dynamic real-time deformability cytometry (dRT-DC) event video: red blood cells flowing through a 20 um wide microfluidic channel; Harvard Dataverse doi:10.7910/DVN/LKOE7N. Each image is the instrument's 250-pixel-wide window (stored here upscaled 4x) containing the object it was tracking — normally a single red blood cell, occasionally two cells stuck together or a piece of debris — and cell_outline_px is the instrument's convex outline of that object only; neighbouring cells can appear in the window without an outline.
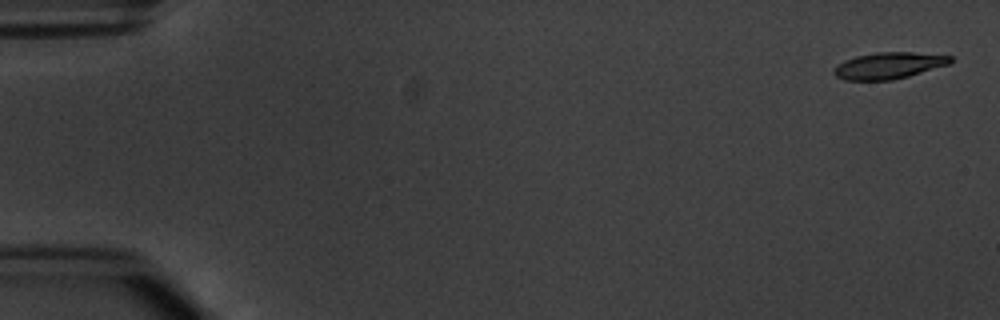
{"species": "common noctule bat (a hibernating species)", "species_latin": "Nyctalus noctula", "temperature_condition": "warm", "stored_images_in_passage": 6, "camera_frame_rate_fps": 3000, "um_per_image_px": 0.085, "animal": {"sex": "male", "body_mass_g": 20.1, "forearm_length_mm": 53.5}, "frame": {"image": 1, "passage_image": 1, "time_ms": 0.0, "image_size_px": [1000, 320], "cell_outline_px": [[952, 60], [948, 64], [908, 76], [892, 80], [844, 80], [836, 76], [832, 72], [844, 60], [856, 56], [876, 52], [912, 52], [952, 56]], "centroid_in_image_um": [75.52, 5.57], "position_along_channel_um": 9.5, "area_um2": 17.74}}
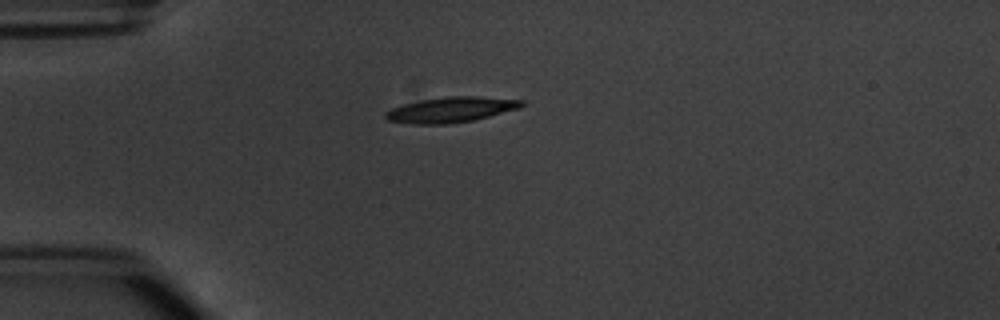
{"frame": {"image": 2, "passage_image": 4, "time_ms": 4.333, "image_size_px": [1000, 320], "cell_outline_px": [[524, 104], [520, 108], [472, 120], [448, 124], [412, 124], [388, 120], [384, 116], [384, 112], [392, 108], [404, 104], [420, 100], [448, 96], [476, 96], [524, 100]], "centroid_in_image_um": [38.32, 9.32], "position_along_channel_um": 46.7, "area_um2": 20.0}}
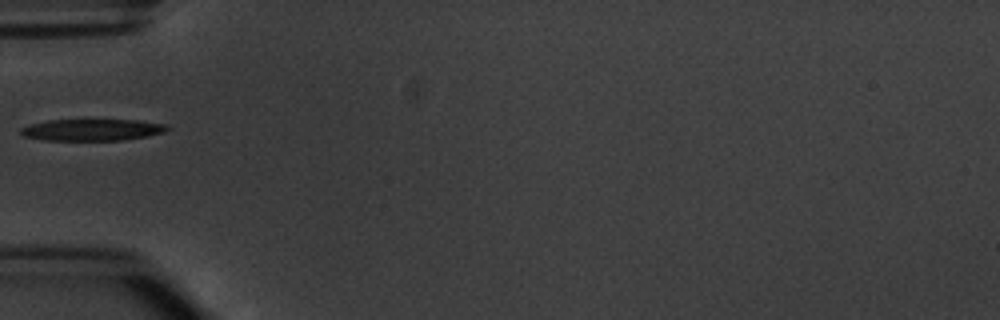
{"frame": {"image": 3, "passage_image": 5, "time_ms": 5.667, "image_size_px": [1000, 320], "cell_outline_px": [[172, 128], [164, 132], [148, 136], [120, 140], [44, 140], [24, 136], [20, 132], [20, 128], [28, 124], [48, 120], [136, 120], [168, 124]], "centroid_in_image_um": [7.85, 11.03], "position_along_channel_um": 77.2, "area_um2": 18.55}}